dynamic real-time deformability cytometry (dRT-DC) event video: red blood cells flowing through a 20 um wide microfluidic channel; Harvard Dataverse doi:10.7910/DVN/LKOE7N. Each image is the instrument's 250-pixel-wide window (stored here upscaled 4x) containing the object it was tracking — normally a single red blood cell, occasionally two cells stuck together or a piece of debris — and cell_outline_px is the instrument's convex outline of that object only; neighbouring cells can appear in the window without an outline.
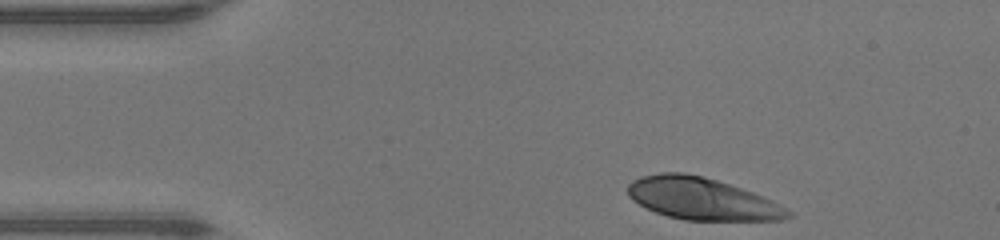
{"species": "human", "species_latin": "Homo sapiens", "temperature_condition": "warm", "stored_images_in_passage": 32, "camera_frame_rate_fps": 3000, "um_per_image_px": 0.085, "donor": {"sex": "male"}, "frame": {"image": 1, "passage_image": 1, "time_ms": 0.0, "image_size_px": [1000, 240], "cell_outline_px": [[792, 216], [780, 220], [684, 220], [668, 216], [656, 212], [632, 200], [628, 196], [628, 184], [632, 180], [640, 176], [660, 172], [684, 172], [704, 176], [752, 192], [772, 200], [792, 212]], "centroid_in_image_um": [59.63, 16.88], "position_along_channel_um": 25.4, "area_um2": 39.13}}
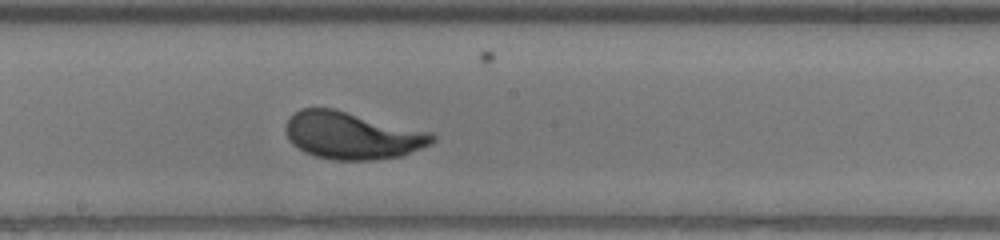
{"frame": {"image": 2, "passage_image": 19, "time_ms": 6.0, "image_size_px": [1000, 240], "cell_outline_px": [[436, 140], [432, 144], [404, 156], [372, 160], [332, 160], [316, 156], [304, 152], [292, 144], [288, 140], [284, 128], [284, 124], [288, 116], [292, 112], [300, 108], [336, 108], [432, 132], [436, 136]], "centroid_in_image_um": [29.93, 11.5], "position_along_channel_um": 218.3, "area_um2": 41.33}}
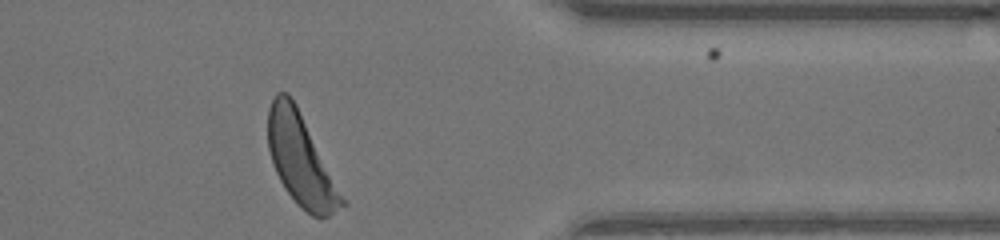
{"frame": {"image": 3, "passage_image": 32, "time_ms": 10.333, "image_size_px": [1000, 240], "cell_outline_px": [[348, 204], [328, 216], [320, 220], [312, 216], [284, 188], [272, 164], [268, 148], [268, 108], [276, 92], [288, 92], [296, 104], [348, 200]], "centroid_in_image_um": [25.62, 13.6], "position_along_channel_um": 385.8, "area_um2": 39.65}, "authors_computed_cell_mechanics": {"area_um2": 39.6219, "velocity_mm_per_s": 4.3163, "shape_relaxation_time_tau1_ms": 2.4, "shape_relaxation_time_tau2_ms": null, "deformation_change_tau1": 0.1776, "deformation_change_tau2": null}}